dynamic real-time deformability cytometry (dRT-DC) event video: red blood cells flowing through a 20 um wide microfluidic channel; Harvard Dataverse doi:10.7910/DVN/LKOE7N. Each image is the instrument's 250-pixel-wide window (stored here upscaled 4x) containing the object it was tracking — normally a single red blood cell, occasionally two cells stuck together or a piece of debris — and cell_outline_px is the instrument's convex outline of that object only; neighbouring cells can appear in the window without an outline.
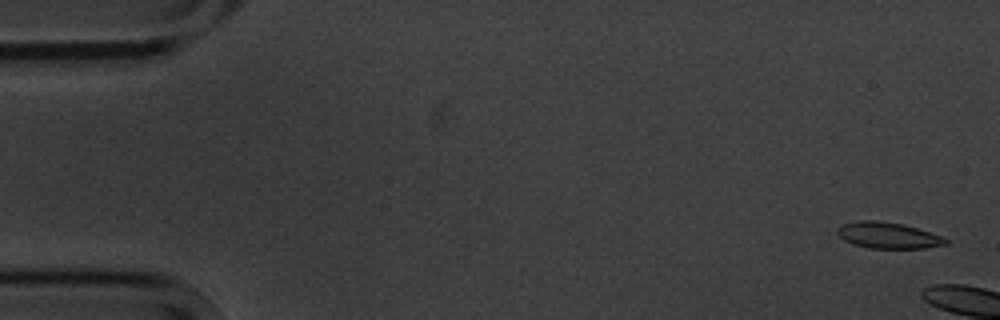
{"species": "common noctule bat (a hibernating species)", "species_latin": "Nyctalus noctula", "temperature_condition": "cold", "stored_images_in_passage": 3, "camera_frame_rate_fps": 3000, "um_per_image_px": 0.085, "animal": {"sex": "male", "body_mass_g": 20.1, "forearm_length_mm": 53.5}, "frame": {"image": 1, "passage_image": 1, "time_ms": 0.0, "image_size_px": [1000, 320], "cell_outline_px": [[948, 244], [924, 248], [868, 248], [844, 240], [836, 232], [836, 228], [840, 224], [860, 220], [876, 220], [904, 224], [940, 236], [948, 240]], "centroid_in_image_um": [75.44, 19.99], "position_along_channel_um": 9.6, "area_um2": 16.42}}